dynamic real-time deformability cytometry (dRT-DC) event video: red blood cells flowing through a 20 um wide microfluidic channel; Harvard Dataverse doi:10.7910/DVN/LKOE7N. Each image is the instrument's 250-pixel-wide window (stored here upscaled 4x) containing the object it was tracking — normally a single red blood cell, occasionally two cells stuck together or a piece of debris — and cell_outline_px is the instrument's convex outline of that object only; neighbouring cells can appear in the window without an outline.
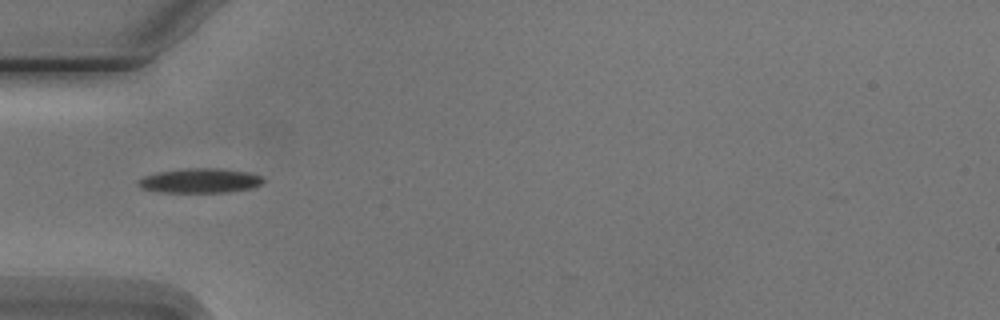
{"species": "Egyptian fruit bat (a non-hibernating species)", "species_latin": "Rousettus aegyptiacus", "temperature_condition": "cold", "stored_images_in_passage": 6, "camera_frame_rate_fps": 3000, "um_per_image_px": 0.085, "animal": {"sex": "male"}, "frame": {"image": 1, "passage_image": 4, "time_ms": 3.333, "image_size_px": [1000, 320], "cell_outline_px": [[264, 180], [260, 184], [252, 188], [228, 192], [160, 192], [140, 188], [136, 184], [136, 180], [144, 176], [156, 172], [184, 168], [216, 168], [248, 172], [260, 176]], "centroid_in_image_um": [16.93, 15.35], "position_along_channel_um": 68.1, "area_um2": 17.98}}
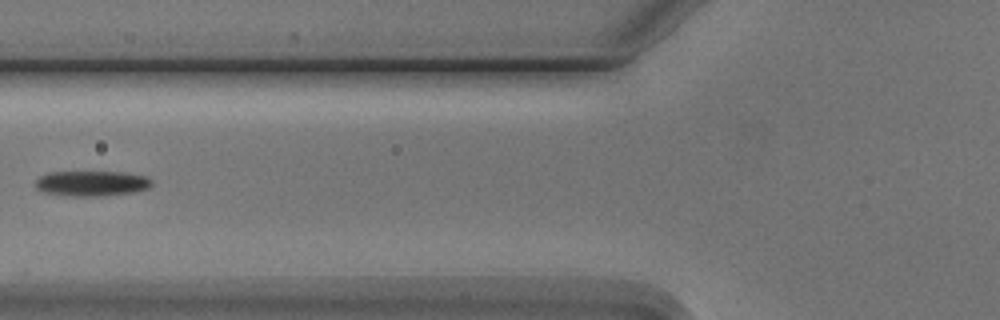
{"frame": {"image": 2, "passage_image": 5, "time_ms": 4.667, "image_size_px": [1000, 320], "cell_outline_px": [[152, 184], [148, 188], [132, 192], [100, 196], [64, 196], [44, 192], [36, 188], [36, 180], [40, 176], [48, 172], [124, 172], [148, 176], [152, 180]], "centroid_in_image_um": [7.79, 15.58], "position_along_channel_um": 118.0, "area_um2": 17.22}}
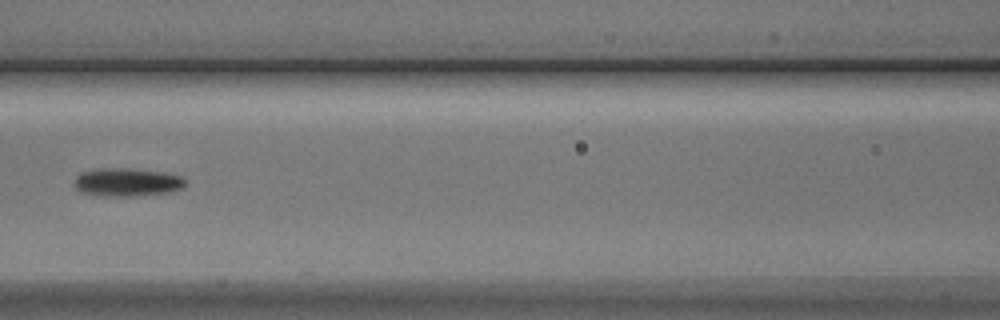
{"frame": {"image": 3, "passage_image": 6, "time_ms": 5.667, "image_size_px": [1000, 320], "cell_outline_px": [[184, 184], [180, 188], [172, 192], [132, 196], [104, 196], [80, 192], [76, 188], [72, 180], [76, 176], [84, 172], [100, 168], [112, 168], [164, 172], [180, 176], [184, 180]], "centroid_in_image_um": [10.75, 15.5], "position_along_channel_um": 155.9, "area_um2": 17.98}}